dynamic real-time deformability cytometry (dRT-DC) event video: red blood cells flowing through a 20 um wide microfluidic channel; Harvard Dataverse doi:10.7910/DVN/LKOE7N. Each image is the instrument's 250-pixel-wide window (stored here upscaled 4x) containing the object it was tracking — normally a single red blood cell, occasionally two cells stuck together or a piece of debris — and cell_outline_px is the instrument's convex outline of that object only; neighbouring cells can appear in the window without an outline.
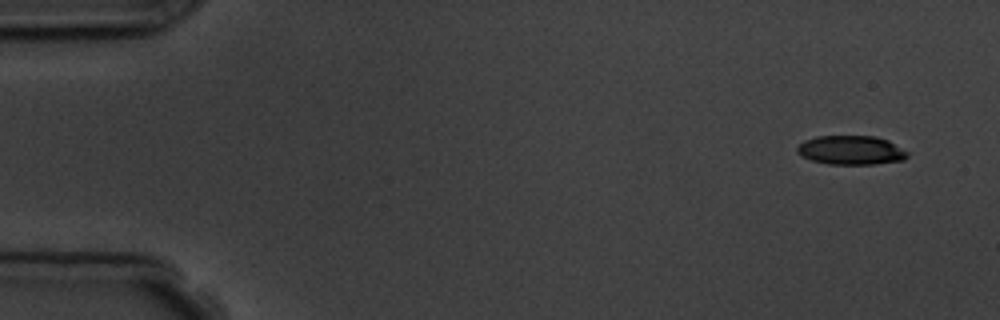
{"species": "common noctule bat (a hibernating species)", "species_latin": "Nyctalus noctula", "temperature_condition": "room temperature", "stored_images_in_passage": 6, "camera_frame_rate_fps": 3000, "um_per_image_px": 0.085, "animal": {"sex": "male", "body_mass_g": 19.5, "forearm_length_mm": 54.6}, "frame": {"image": 1, "passage_image": 1, "time_ms": 0.0, "image_size_px": [1000, 320], "cell_outline_px": [[908, 156], [904, 160], [876, 164], [828, 164], [812, 160], [800, 156], [796, 152], [796, 148], [804, 140], [816, 136], [876, 136], [888, 140], [908, 152]], "centroid_in_image_um": [72.32, 12.76], "position_along_channel_um": 12.7, "area_um2": 18.79}}
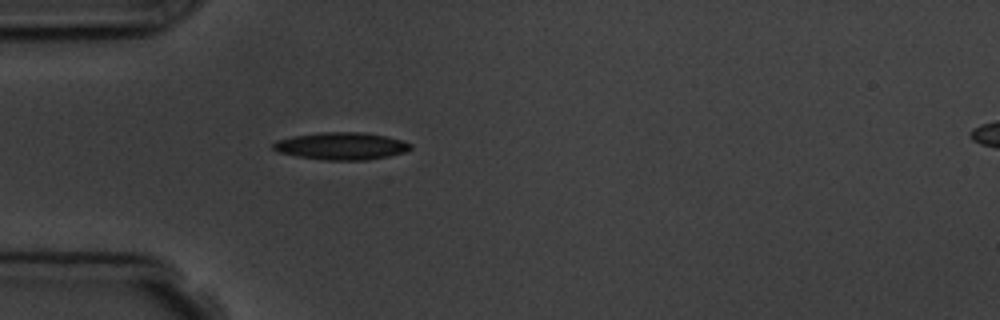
{"frame": {"image": 2, "passage_image": 5, "time_ms": 4.333, "image_size_px": [1000, 320], "cell_outline_px": [[412, 148], [404, 152], [388, 156], [368, 160], [324, 160], [296, 156], [280, 152], [272, 148], [272, 144], [276, 140], [292, 136], [320, 132], [360, 132], [384, 136], [404, 140], [412, 144]], "centroid_in_image_um": [29.01, 12.41], "position_along_channel_um": 56.0, "area_um2": 21.91}}